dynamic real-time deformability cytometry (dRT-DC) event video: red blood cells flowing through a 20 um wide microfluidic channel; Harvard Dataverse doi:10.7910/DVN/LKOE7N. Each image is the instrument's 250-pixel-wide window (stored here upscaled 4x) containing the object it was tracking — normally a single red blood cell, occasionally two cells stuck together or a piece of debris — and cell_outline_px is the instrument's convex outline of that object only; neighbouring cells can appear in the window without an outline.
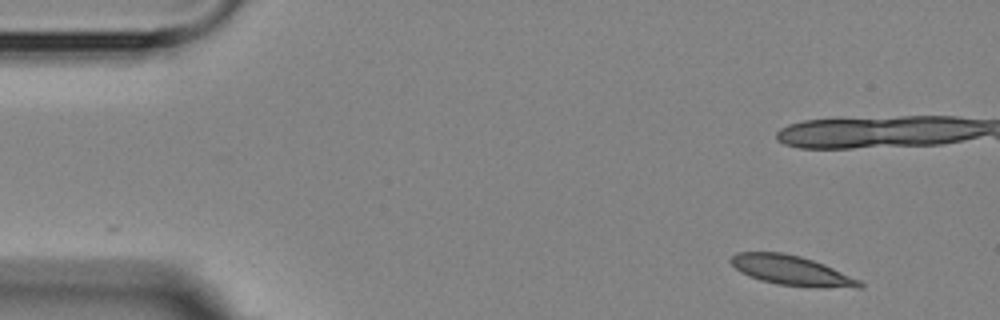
{"species": "Egyptian fruit bat (a non-hibernating species)", "species_latin": "Rousettus aegyptiacus", "temperature_condition": "room temperature", "stored_images_in_passage": 6, "camera_frame_rate_fps": 3000, "um_per_image_px": 0.085, "animal": {"sex": "female"}, "frame": {"image": 1, "passage_image": 1, "time_ms": 0.0, "image_size_px": [1000, 320], "cell_outline_px": [[864, 288], [808, 288], [776, 284], [760, 280], [748, 276], [740, 272], [728, 260], [736, 252], [784, 252], [800, 256], [824, 264], [860, 280], [864, 284]], "centroid_in_image_um": [67.3, 23.01], "position_along_channel_um": 17.7, "area_um2": 22.72}}